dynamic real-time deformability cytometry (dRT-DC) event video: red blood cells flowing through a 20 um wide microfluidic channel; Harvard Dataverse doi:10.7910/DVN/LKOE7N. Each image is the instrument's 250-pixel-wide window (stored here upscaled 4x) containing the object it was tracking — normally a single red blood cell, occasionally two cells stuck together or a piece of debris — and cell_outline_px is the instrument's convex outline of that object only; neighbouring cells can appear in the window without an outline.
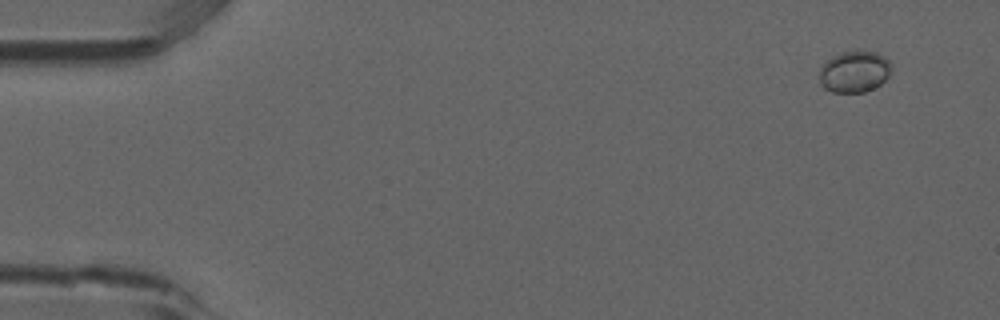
{"species": "common noctule bat (a hibernating species)", "species_latin": "Nyctalus noctula", "temperature_condition": "room temperature", "stored_images_in_passage": 8, "camera_frame_rate_fps": 3000, "um_per_image_px": 0.085, "animal": {"sex": "male", "forearm_length_mm": 52.5}, "frame": {"image": 1, "passage_image": 1, "time_ms": 0.0, "image_size_px": [1000, 320], "cell_outline_px": [[892, 68], [888, 76], [880, 84], [864, 92], [832, 92], [824, 88], [820, 84], [820, 68], [832, 56], [840, 52], [876, 52], [884, 56], [892, 64]], "centroid_in_image_um": [72.63, 6.1], "position_along_channel_um": 12.4, "area_um2": 17.22}}
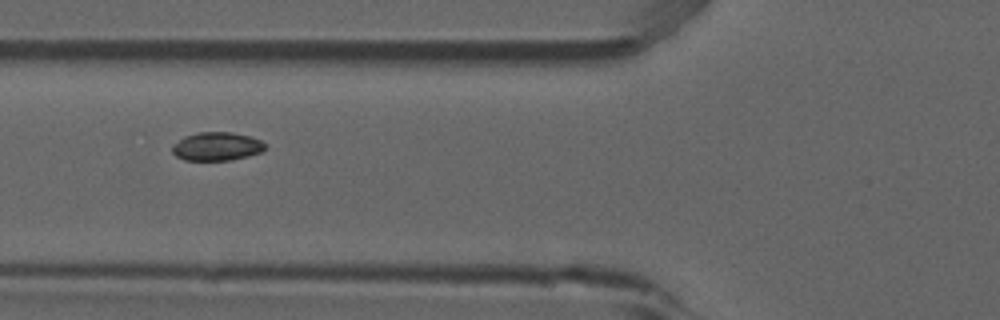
{"frame": {"image": 2, "passage_image": 6, "time_ms": 1.667, "image_size_px": [1000, 320], "cell_outline_px": [[264, 148], [260, 152], [248, 156], [232, 160], [184, 160], [176, 156], [172, 152], [172, 144], [184, 136], [196, 132], [232, 132], [252, 136], [260, 140], [264, 144]], "centroid_in_image_um": [18.39, 12.43], "position_along_channel_um": 107.4, "area_um2": 15.49}}
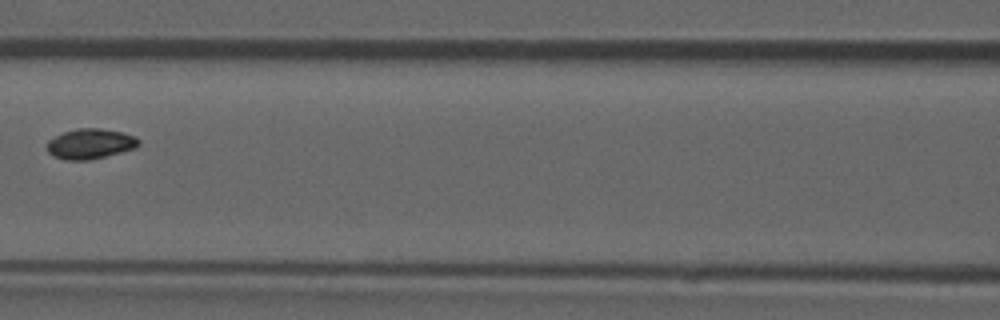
{"frame": {"image": 3, "passage_image": 7, "time_ms": 2.0, "image_size_px": [1000, 320], "cell_outline_px": [[140, 144], [136, 148], [88, 160], [64, 160], [52, 156], [48, 152], [48, 140], [64, 132], [76, 128], [100, 128], [124, 132], [136, 136], [140, 140]], "centroid_in_image_um": [7.69, 12.21], "position_along_channel_um": 158.9, "area_um2": 16.18}}